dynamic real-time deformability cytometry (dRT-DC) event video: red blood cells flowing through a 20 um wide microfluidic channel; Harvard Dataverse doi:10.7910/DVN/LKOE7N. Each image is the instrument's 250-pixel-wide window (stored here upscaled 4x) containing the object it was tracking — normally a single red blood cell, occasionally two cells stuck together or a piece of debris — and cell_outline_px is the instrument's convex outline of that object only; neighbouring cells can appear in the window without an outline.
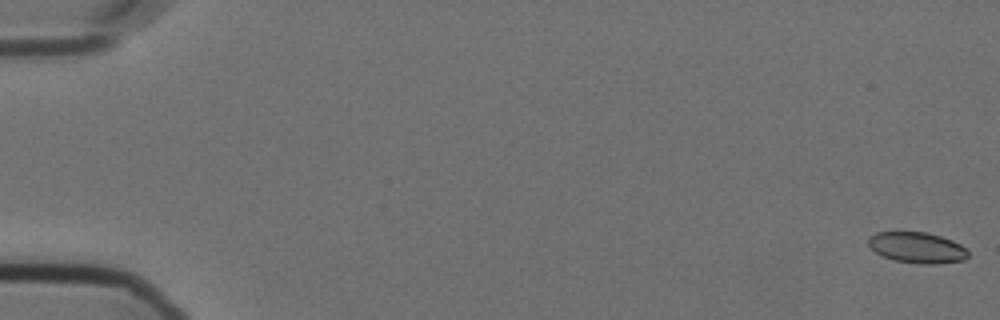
{"species": "Egyptian fruit bat (a non-hibernating species)", "species_latin": "Rousettus aegyptiacus", "temperature_condition": "cold", "stored_images_in_passage": 5, "camera_frame_rate_fps": 3000, "um_per_image_px": 0.085, "animal": {"sex": "female"}, "frame": {"image": 1, "passage_image": 1, "time_ms": 0.0, "image_size_px": [1000, 320], "cell_outline_px": [[968, 256], [964, 260], [936, 264], [920, 264], [896, 260], [884, 256], [876, 252], [868, 244], [868, 236], [876, 232], [928, 232], [952, 240], [960, 244], [968, 252]], "centroid_in_image_um": [77.95, 21.04], "position_along_channel_um": 7.0, "area_um2": 17.86}}